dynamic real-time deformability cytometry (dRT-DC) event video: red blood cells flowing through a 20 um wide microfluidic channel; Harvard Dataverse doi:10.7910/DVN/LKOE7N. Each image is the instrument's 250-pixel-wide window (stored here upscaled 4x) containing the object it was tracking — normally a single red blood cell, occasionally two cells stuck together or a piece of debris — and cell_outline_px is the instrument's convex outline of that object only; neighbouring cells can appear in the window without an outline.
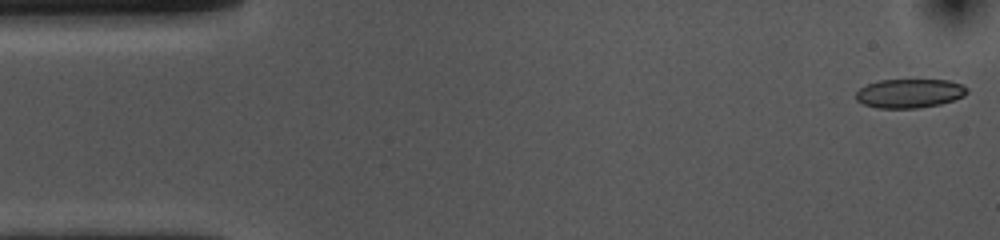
{"species": "common noctule bat (a hibernating species)", "species_latin": "Nyctalus noctula", "temperature_condition": "cold", "stored_images_in_passage": 53, "camera_frame_rate_fps": 3000, "um_per_image_px": 0.085, "animal": {"sex": "female", "body_mass_g": 10.0, "forearm_length_mm": 53.1}, "frame": {"image": 1, "passage_image": 1, "time_ms": 0.0, "image_size_px": [1000, 240], "cell_outline_px": [[968, 92], [964, 96], [940, 104], [916, 108], [876, 108], [864, 104], [856, 100], [856, 92], [860, 88], [868, 84], [880, 80], [948, 80], [960, 84], [968, 88]], "centroid_in_image_um": [77.3, 7.94], "position_along_channel_um": 7.7, "area_um2": 18.67}}
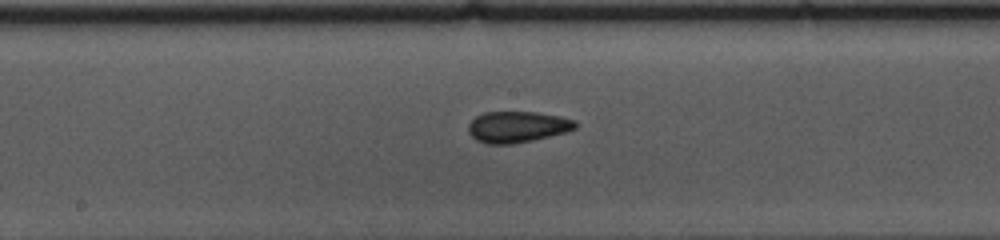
{"frame": {"image": 2, "passage_image": 26, "time_ms": 8.333, "image_size_px": [1000, 240], "cell_outline_px": [[576, 128], [568, 132], [532, 140], [512, 144], [488, 144], [476, 140], [468, 132], [468, 124], [476, 116], [484, 112], [536, 112], [560, 116], [576, 120]], "centroid_in_image_um": [43.98, 10.78], "position_along_channel_um": 204.2, "area_um2": 19.54}}
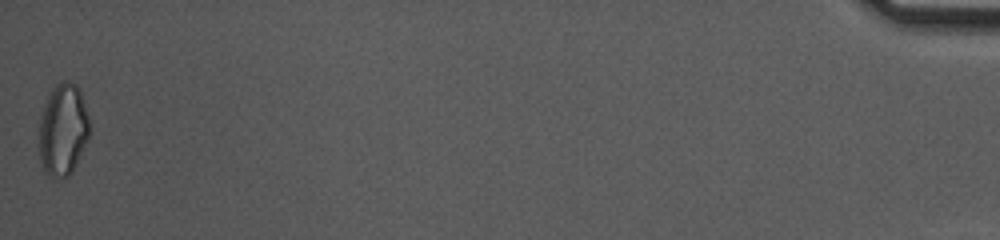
{"frame": {"image": 3, "passage_image": 53, "time_ms": 17.333, "image_size_px": [1000, 240], "cell_outline_px": [[88, 136], [76, 164], [72, 172], [68, 176], [60, 180], [48, 176], [44, 172], [40, 160], [40, 116], [44, 104], [52, 88], [56, 84], [64, 80], [68, 80], [76, 84], [80, 88], [88, 116]], "centroid_in_image_um": [5.34, 11.03], "position_along_channel_um": 429.9, "area_um2": 27.05}, "authors_computed_cell_mechanics": {"area_um2": 19.363, "velocity_mm_per_s": 3.6555, "shape_relaxation_time_tau1_ms": null, "shape_relaxation_time_tau2_ms": 3.5269, "deformation_change_tau1": null, "deformation_change_tau2": 0.0985}}